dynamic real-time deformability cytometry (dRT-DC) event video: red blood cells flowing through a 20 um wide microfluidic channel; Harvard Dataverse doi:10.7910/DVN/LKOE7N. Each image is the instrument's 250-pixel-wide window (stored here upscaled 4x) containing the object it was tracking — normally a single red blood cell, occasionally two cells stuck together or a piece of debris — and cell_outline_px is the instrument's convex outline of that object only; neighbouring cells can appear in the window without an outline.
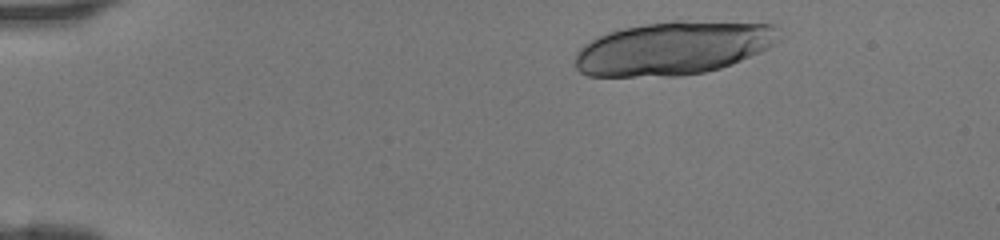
{"species": "human", "species_latin": "Homo sapiens", "temperature_condition": "room temperature", "stored_images_in_passage": 19, "camera_frame_rate_fps": 3000, "um_per_image_px": 0.085, "donor": {"sex": "female"}, "frame": {"image": 1, "passage_image": 3, "time_ms": 0.667, "image_size_px": [1000, 240], "cell_outline_px": [[784, 36], [768, 48], [760, 52], [732, 64], [720, 68], [704, 72], [680, 76], [588, 76], [580, 72], [576, 68], [576, 52], [584, 44], [608, 32], [624, 28], [644, 24], [672, 20], [680, 20], [776, 24], [780, 28]], "centroid_in_image_um": [57.3, 4.08], "position_along_channel_um": 27.7, "area_um2": 63.81}}